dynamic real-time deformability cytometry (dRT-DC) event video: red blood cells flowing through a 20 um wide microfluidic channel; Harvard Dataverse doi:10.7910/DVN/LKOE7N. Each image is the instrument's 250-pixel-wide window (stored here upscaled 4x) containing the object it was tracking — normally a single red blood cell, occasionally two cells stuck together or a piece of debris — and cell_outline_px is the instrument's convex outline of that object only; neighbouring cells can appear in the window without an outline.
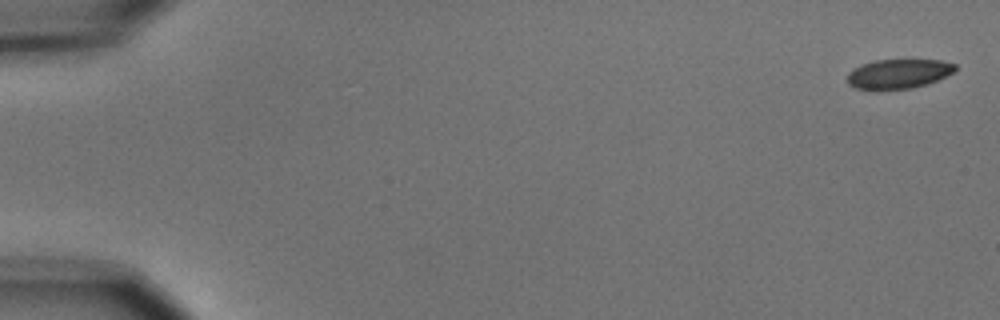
{"species": "common noctule bat (a hibernating species)", "species_latin": "Nyctalus noctula", "temperature_condition": "cold", "stored_images_in_passage": 6, "camera_frame_rate_fps": 3000, "um_per_image_px": 0.085, "animal": {"sex": "male", "body_mass_g": 15.6}, "frame": {"image": 1, "passage_image": 1, "time_ms": 0.0, "image_size_px": [1000, 320], "cell_outline_px": [[956, 68], [952, 72], [936, 80], [912, 88], [876, 92], [856, 88], [848, 84], [848, 72], [852, 68], [876, 60], [940, 60], [956, 64]], "centroid_in_image_um": [76.3, 6.3], "position_along_channel_um": 8.7, "area_um2": 18.73}}
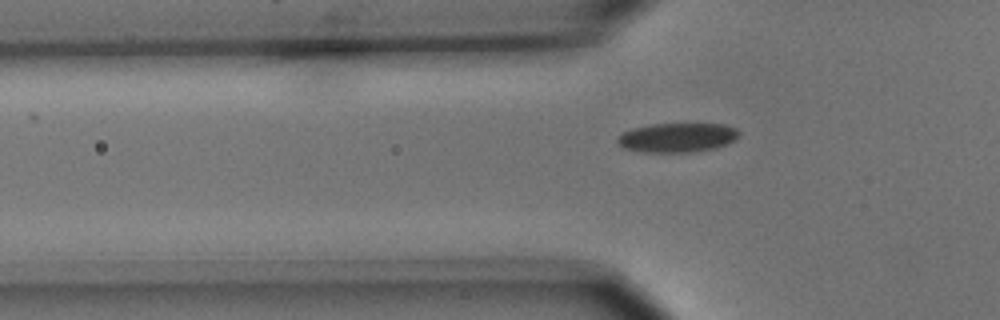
{"frame": {"image": 2, "passage_image": 6, "time_ms": 5.667, "image_size_px": [1000, 320], "cell_outline_px": [[740, 136], [736, 140], [728, 144], [716, 148], [692, 152], [644, 152], [624, 148], [616, 140], [616, 136], [632, 128], [652, 124], [724, 124], [736, 128], [740, 132]], "centroid_in_image_um": [57.61, 11.69], "position_along_channel_um": 68.2, "area_um2": 20.92}}